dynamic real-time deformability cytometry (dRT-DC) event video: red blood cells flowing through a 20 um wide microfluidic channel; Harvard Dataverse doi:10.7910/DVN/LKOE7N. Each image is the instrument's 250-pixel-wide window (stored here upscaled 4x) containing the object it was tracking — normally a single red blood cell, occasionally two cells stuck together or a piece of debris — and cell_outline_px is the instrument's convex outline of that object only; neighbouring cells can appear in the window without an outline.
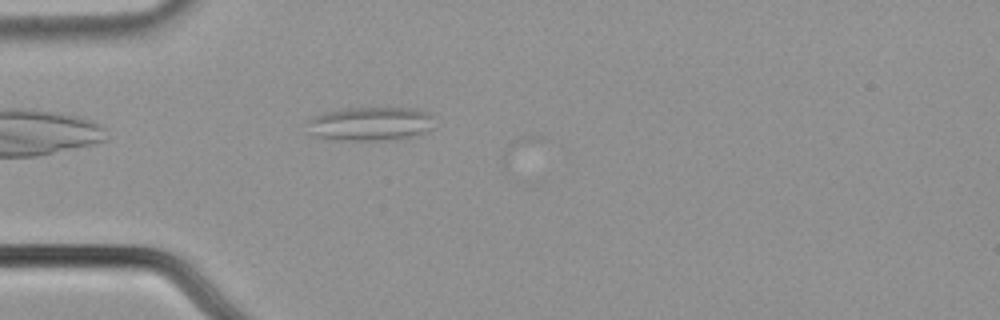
{"species": "common noctule bat (a hibernating species)", "species_latin": "Nyctalus noctula", "temperature_condition": "cold", "stored_images_in_passage": 4, "camera_frame_rate_fps": 3000, "um_per_image_px": 0.085, "animal": {"sex": "male", "body_mass_g": 21.5, "forearm_length_mm": 52.0}, "frame": {"image": 1, "passage_image": 3, "time_ms": 0.667, "image_size_px": [1000, 320], "cell_outline_px": [[432, 128], [424, 132], [412, 136], [388, 140], [332, 140], [312, 136], [308, 132], [308, 120], [324, 112], [344, 108], [412, 108], [428, 112], [432, 116]], "centroid_in_image_um": [31.43, 10.53], "position_along_channel_um": 53.6, "area_um2": 25.14}}